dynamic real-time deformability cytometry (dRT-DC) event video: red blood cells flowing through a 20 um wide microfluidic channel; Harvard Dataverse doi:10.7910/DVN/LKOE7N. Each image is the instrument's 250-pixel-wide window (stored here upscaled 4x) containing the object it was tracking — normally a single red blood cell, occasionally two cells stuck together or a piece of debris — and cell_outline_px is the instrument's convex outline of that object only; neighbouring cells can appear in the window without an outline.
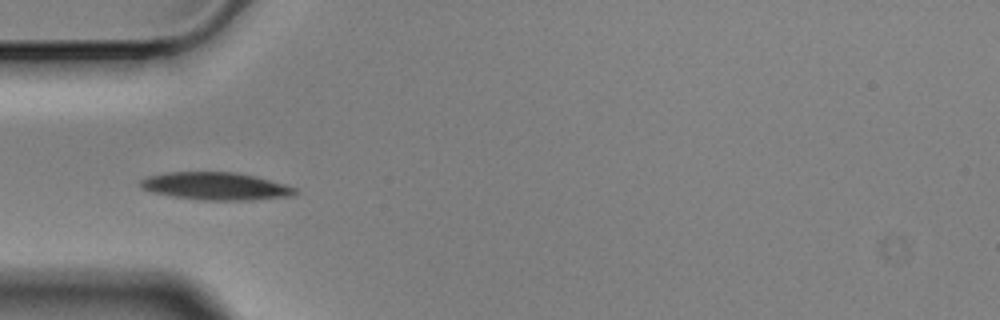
{"species": "Egyptian fruit bat (a non-hibernating species)", "species_latin": "Rousettus aegyptiacus", "temperature_condition": "cold", "stored_images_in_passage": 4, "camera_frame_rate_fps": 3000, "um_per_image_px": 0.085, "animal": {"sex": "male"}, "frame": {"image": 1, "passage_image": 1, "time_ms": 0.0, "image_size_px": [1000, 320], "cell_outline_px": [[300, 192], [296, 196], [252, 200], [204, 200], [172, 196], [152, 192], [144, 188], [140, 184], [140, 180], [148, 176], [168, 172], [236, 172], [256, 176], [284, 184], [296, 188]], "centroid_in_image_um": [18.41, 15.83], "position_along_channel_um": 66.6, "area_um2": 24.97}}
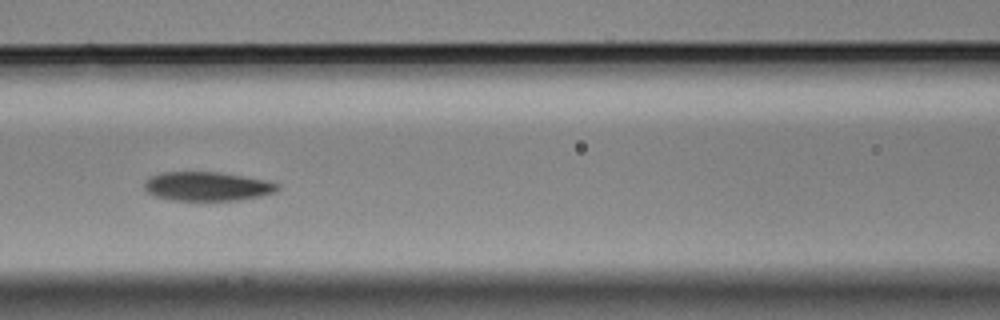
{"frame": {"image": 2, "passage_image": 3, "time_ms": 0.667, "image_size_px": [1000, 320], "cell_outline_px": [[280, 188], [276, 192], [260, 196], [240, 200], [172, 200], [156, 196], [148, 192], [144, 188], [144, 184], [152, 176], [160, 172], [220, 172], [268, 180], [280, 184]], "centroid_in_image_um": [17.67, 15.83], "position_along_channel_um": 148.9, "area_um2": 22.54}}
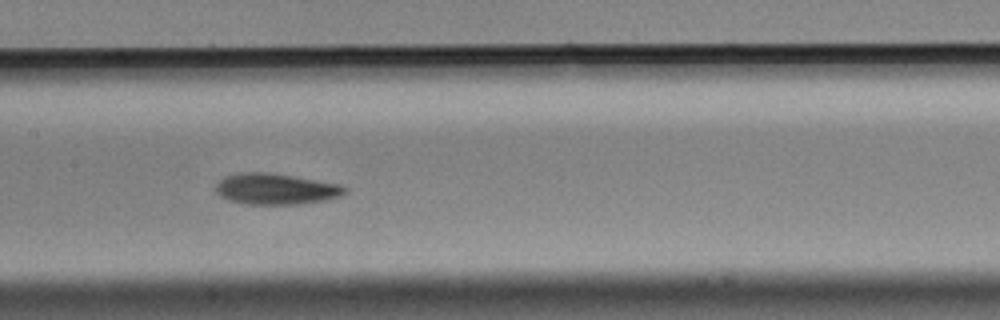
{"frame": {"image": 3, "passage_image": 4, "time_ms": 1.0, "image_size_px": [1000, 320], "cell_outline_px": [[348, 192], [340, 196], [324, 200], [300, 204], [248, 204], [228, 200], [220, 196], [216, 192], [216, 184], [224, 176], [240, 172], [268, 172], [340, 184], [348, 188]], "centroid_in_image_um": [23.44, 16.06], "position_along_channel_um": 184.0, "area_um2": 23.35}}